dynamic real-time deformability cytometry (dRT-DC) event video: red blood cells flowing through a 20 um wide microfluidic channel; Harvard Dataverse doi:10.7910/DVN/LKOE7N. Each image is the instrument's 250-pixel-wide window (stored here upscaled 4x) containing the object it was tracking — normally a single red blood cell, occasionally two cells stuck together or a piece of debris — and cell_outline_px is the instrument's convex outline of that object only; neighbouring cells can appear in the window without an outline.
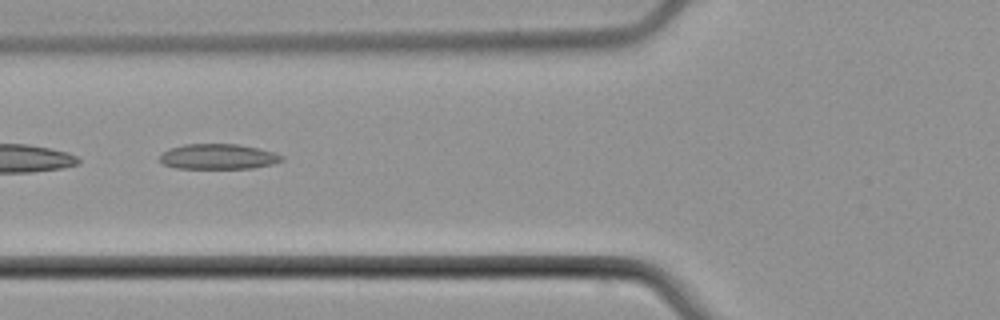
{"species": "common noctule bat (a hibernating species)", "species_latin": "Nyctalus noctula", "temperature_condition": "cold", "stored_images_in_passage": 6, "camera_frame_rate_fps": 3000, "um_per_image_px": 0.085, "animal": {"sex": "male", "body_mass_g": 21.5, "forearm_length_mm": 52.0}, "frame": {"image": 1, "passage_image": 5, "time_ms": 4.667, "image_size_px": [1000, 320], "cell_outline_px": [[284, 160], [272, 164], [252, 168], [176, 168], [164, 164], [160, 160], [160, 156], [168, 148], [184, 144], [240, 144], [276, 152], [284, 156]], "centroid_in_image_um": [18.58, 13.3], "position_along_channel_um": 107.2, "area_um2": 18.03}}
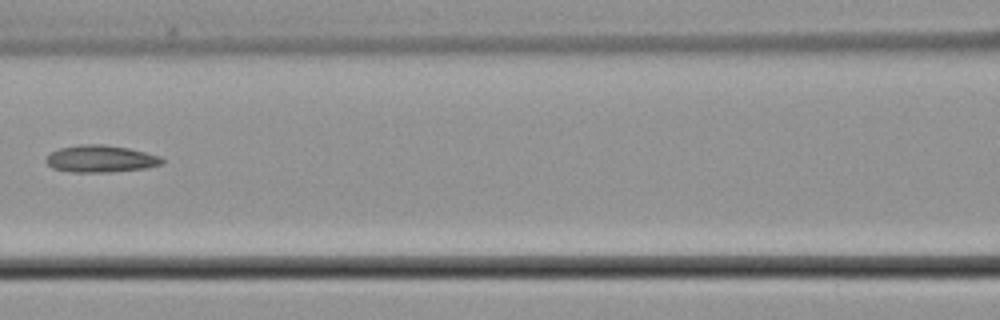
{"frame": {"image": 2, "passage_image": 6, "time_ms": 6.0, "image_size_px": [1000, 320], "cell_outline_px": [[164, 160], [160, 164], [148, 168], [112, 172], [72, 172], [52, 168], [44, 160], [52, 152], [60, 148], [80, 144], [104, 144], [128, 148], [160, 156]], "centroid_in_image_um": [8.55, 13.5], "position_along_channel_um": 158.0, "area_um2": 18.26}}